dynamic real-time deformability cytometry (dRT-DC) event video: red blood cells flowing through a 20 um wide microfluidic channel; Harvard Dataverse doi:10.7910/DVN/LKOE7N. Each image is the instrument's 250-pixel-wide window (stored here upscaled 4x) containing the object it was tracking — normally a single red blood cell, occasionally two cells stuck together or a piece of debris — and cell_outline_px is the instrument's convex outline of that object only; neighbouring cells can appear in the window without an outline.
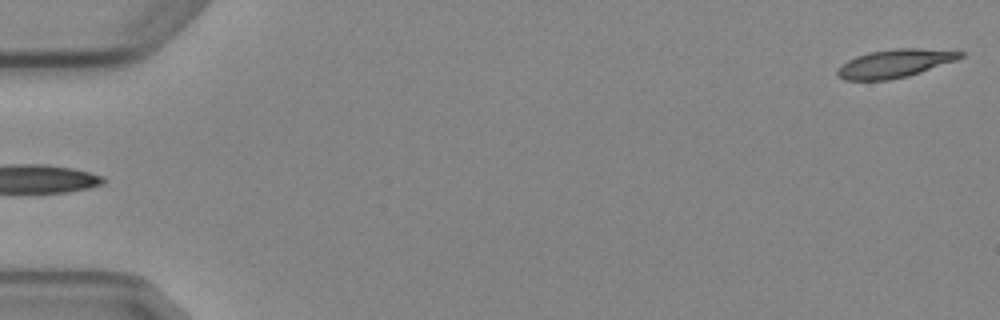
{"species": "Egyptian fruit bat (a non-hibernating species)", "species_latin": "Rousettus aegyptiacus", "temperature_condition": "cold", "stored_images_in_passage": 2, "segment_of_instrument_passage": [2, 2], "camera_frame_rate_fps": 3000, "um_per_image_px": 0.085, "animal": {"sex": "female"}, "frame": {"image": 1, "passage_image": 2, "time_ms": 1.0, "image_size_px": [1000, 320], "cell_outline_px": [[964, 56], [956, 60], [908, 76], [888, 80], [844, 80], [836, 72], [848, 60], [856, 56], [868, 52], [896, 48], [920, 48], [964, 52]], "centroid_in_image_um": [76.07, 5.39], "position_along_channel_um": 8.9, "area_um2": 19.94}}